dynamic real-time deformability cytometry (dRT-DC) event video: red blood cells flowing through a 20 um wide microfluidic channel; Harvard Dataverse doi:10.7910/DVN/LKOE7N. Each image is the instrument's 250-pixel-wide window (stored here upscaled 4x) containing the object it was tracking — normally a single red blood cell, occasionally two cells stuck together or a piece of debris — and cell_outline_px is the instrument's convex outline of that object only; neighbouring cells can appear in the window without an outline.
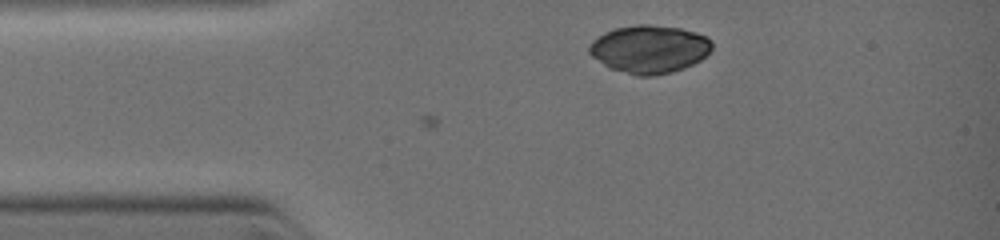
{"species": "common noctule bat (a hibernating species)", "species_latin": "Nyctalus noctula", "temperature_condition": "warm", "stored_images_in_passage": 3, "camera_frame_rate_fps": 3000, "um_per_image_px": 0.085, "animal": {"sex": "female", "body_mass_g": 19.0, "forearm_length_mm": 51.5}, "frame": {"image": 1, "passage_image": 3, "time_ms": 1.333, "image_size_px": [1000, 240], "cell_outline_px": [[712, 48], [700, 60], [684, 68], [672, 72], [652, 76], [636, 76], [608, 68], [592, 56], [588, 52], [588, 48], [592, 40], [604, 32], [616, 28], [636, 24], [644, 24], [680, 28], [696, 32], [704, 36], [712, 44]], "centroid_in_image_um": [55.15, 4.18], "position_along_channel_um": 29.8, "area_um2": 34.28}}